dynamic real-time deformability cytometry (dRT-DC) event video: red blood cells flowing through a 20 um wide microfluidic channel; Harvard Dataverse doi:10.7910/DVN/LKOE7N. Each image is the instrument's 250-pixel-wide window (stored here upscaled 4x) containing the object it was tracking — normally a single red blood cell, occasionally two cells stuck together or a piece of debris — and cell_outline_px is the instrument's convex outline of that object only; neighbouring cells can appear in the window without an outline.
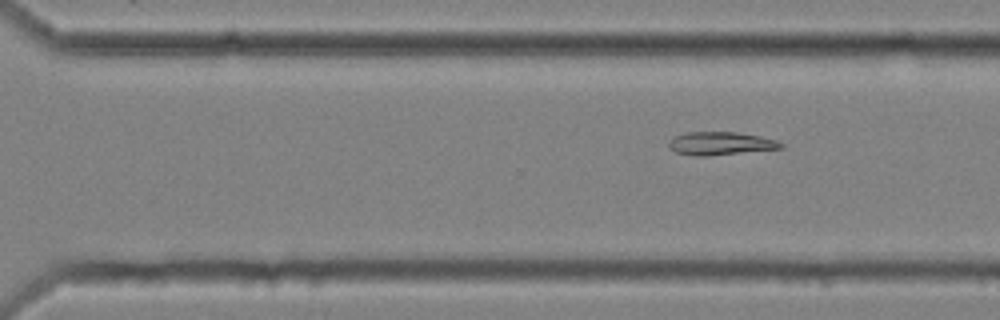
{"species": "common noctule bat (a hibernating species)", "species_latin": "Nyctalus noctula", "temperature_condition": "cold", "stored_images_in_passage": 11, "segment_of_instrument_passage": [2, 2], "camera_frame_rate_fps": 3000, "um_per_image_px": 0.085, "animal": {"sex": "female", "body_mass_g": 25.1}, "frame": {"image": 1, "passage_image": 11, "time_ms": 3.333, "image_size_px": [1000, 320], "cell_outline_px": [[784, 148], [708, 156], [696, 156], [676, 152], [668, 144], [676, 136], [688, 132], [736, 132], [760, 136], [776, 140], [784, 144]], "centroid_in_image_um": [61.31, 12.2], "position_along_channel_um": 309.3, "area_um2": 14.91}}